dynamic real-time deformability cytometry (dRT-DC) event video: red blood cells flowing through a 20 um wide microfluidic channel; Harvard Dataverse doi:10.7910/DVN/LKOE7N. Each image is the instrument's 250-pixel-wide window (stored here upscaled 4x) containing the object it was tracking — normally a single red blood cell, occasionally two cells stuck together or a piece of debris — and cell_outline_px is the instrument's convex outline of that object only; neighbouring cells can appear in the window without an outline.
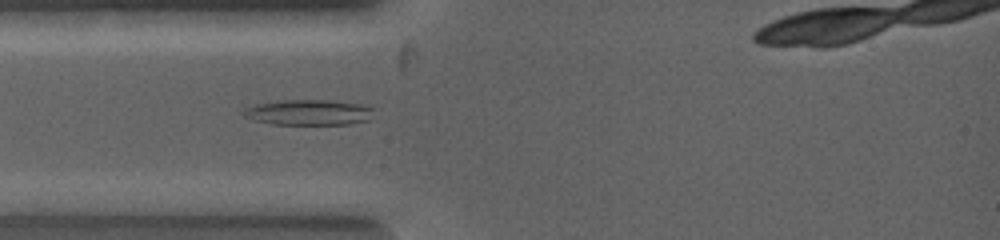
{"species": "common noctule bat (a hibernating species)", "species_latin": "Nyctalus noctula", "temperature_condition": "warm", "stored_images_in_passage": 4, "segment_of_instrument_passage": [2, 2], "camera_frame_rate_fps": 5000, "um_per_image_px": 0.085, "animal": {"sex": "female", "body_mass_g": 19.0, "forearm_length_mm": 53.3}, "frame": {"image": 1, "passage_image": 4, "time_ms": 2.0, "image_size_px": [1000, 240], "cell_outline_px": [[372, 108], [368, 120], [352, 124], [272, 124], [252, 120], [244, 116], [244, 108], [260, 104], [288, 100], [320, 100], [360, 104]], "centroid_in_image_um": [26.21, 9.57], "position_along_channel_um": 58.8, "area_um2": 18.84}}